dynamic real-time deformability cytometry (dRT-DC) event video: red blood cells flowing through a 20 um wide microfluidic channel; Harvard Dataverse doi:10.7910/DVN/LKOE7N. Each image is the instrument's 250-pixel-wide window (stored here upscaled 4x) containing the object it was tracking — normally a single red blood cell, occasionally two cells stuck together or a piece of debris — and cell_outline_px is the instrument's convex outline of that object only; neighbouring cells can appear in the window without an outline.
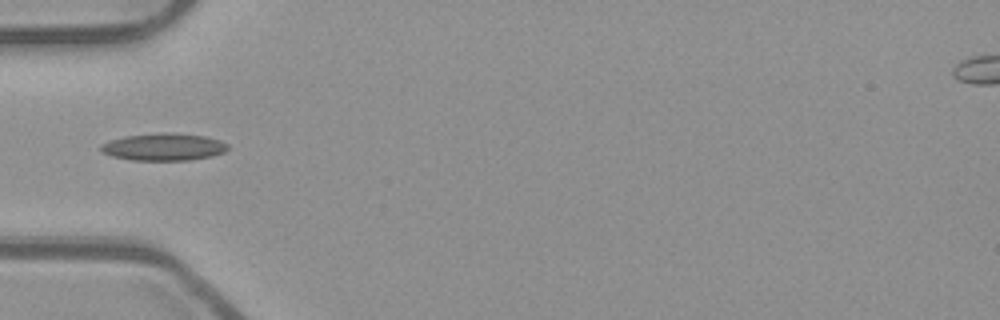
{"species": "common noctule bat (a hibernating species)", "species_latin": "Nyctalus noctula", "temperature_condition": "room temperature", "stored_images_in_passage": 36, "camera_frame_rate_fps": 3000, "um_per_image_px": 0.085, "animal": {"sex": "male", "body_mass_g": 23.1, "forearm_length_mm": 52.7}, "frame": {"image": 1, "passage_image": 1, "time_ms": 0.0, "image_size_px": [1000, 320], "cell_outline_px": [[228, 148], [224, 152], [212, 156], [188, 160], [132, 160], [112, 156], [104, 152], [100, 148], [100, 144], [112, 140], [128, 136], [204, 136], [220, 140], [228, 144]], "centroid_in_image_um": [13.94, 12.55], "position_along_channel_um": 71.1, "area_um2": 18.79}}
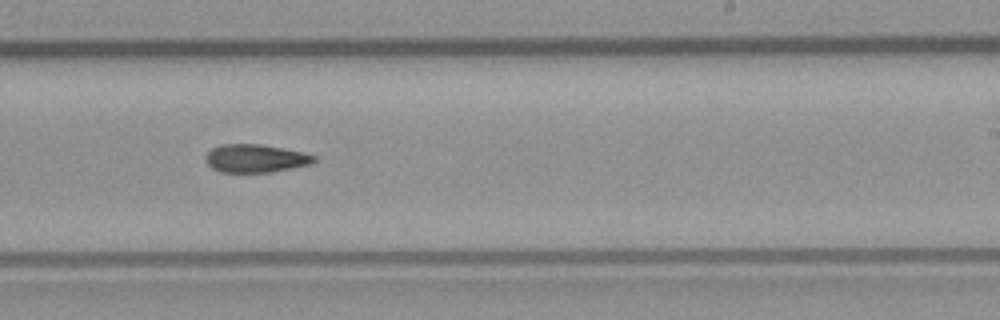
{"frame": {"image": 2, "passage_image": 16, "time_ms": 5.0, "image_size_px": [1000, 320], "cell_outline_px": [[316, 160], [312, 164], [272, 172], [220, 172], [212, 168], [204, 160], [208, 152], [212, 148], [224, 144], [260, 144], [304, 152], [316, 156]], "centroid_in_image_um": [21.73, 13.46], "position_along_channel_um": 267.3, "area_um2": 17.8}}
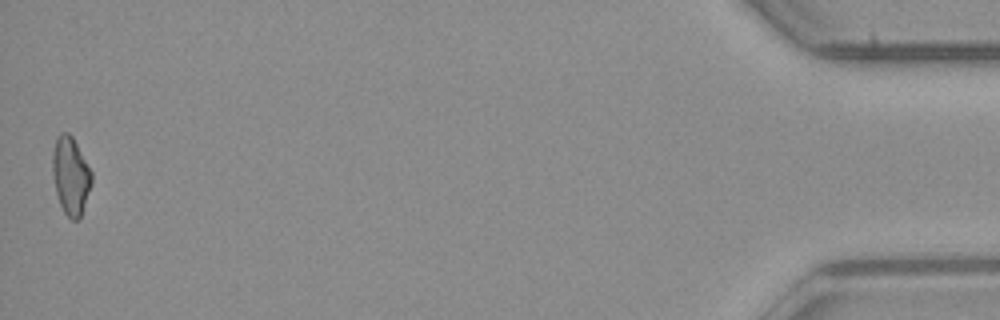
{"frame": {"image": 3, "passage_image": 36, "time_ms": 11.667, "image_size_px": [1000, 320], "cell_outline_px": [[92, 184], [80, 216], [76, 220], [72, 220], [64, 212], [60, 204], [56, 192], [52, 172], [52, 156], [56, 136], [60, 132], [68, 132], [72, 136], [92, 172]], "centroid_in_image_um": [6.0, 14.9], "position_along_channel_um": 429.2, "area_um2": 17.63}}